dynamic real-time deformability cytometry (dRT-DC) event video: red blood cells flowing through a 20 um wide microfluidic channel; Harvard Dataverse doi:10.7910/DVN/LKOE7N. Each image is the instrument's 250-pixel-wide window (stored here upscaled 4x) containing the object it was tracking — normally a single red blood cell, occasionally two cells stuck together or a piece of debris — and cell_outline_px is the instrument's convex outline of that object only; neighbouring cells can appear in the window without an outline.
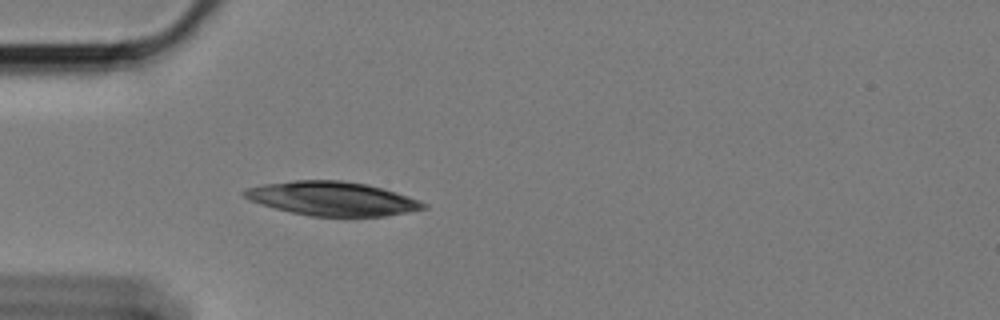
{"species": "Egyptian fruit bat (a non-hibernating species)", "species_latin": "Rousettus aegyptiacus", "temperature_condition": "cold", "stored_images_in_passage": 15, "camera_frame_rate_fps": 3000, "um_per_image_px": 0.085, "animal": {"sex": "female"}, "frame": {"image": 1, "passage_image": 1, "time_ms": 0.0, "image_size_px": [1000, 320], "cell_outline_px": [[428, 208], [384, 216], [312, 216], [292, 212], [260, 204], [248, 200], [240, 192], [248, 188], [264, 184], [292, 180], [340, 180], [368, 184], [396, 192], [428, 204]], "centroid_in_image_um": [28.22, 16.87], "position_along_channel_um": 56.8, "area_um2": 35.26}}
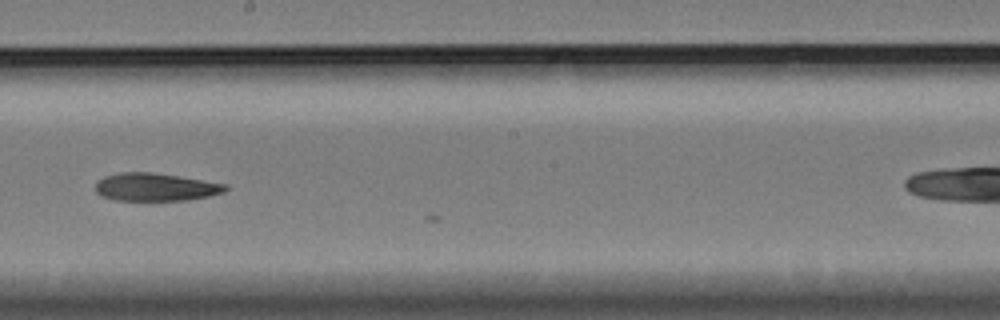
{"frame": {"image": 2, "passage_image": 11, "time_ms": 3.333, "image_size_px": [1000, 320], "cell_outline_px": [[228, 188], [224, 192], [208, 196], [188, 200], [116, 200], [100, 196], [96, 192], [96, 180], [104, 176], [120, 172], [152, 172], [228, 184]], "centroid_in_image_um": [13.19, 15.89], "position_along_channel_um": 235.0, "area_um2": 21.15}}
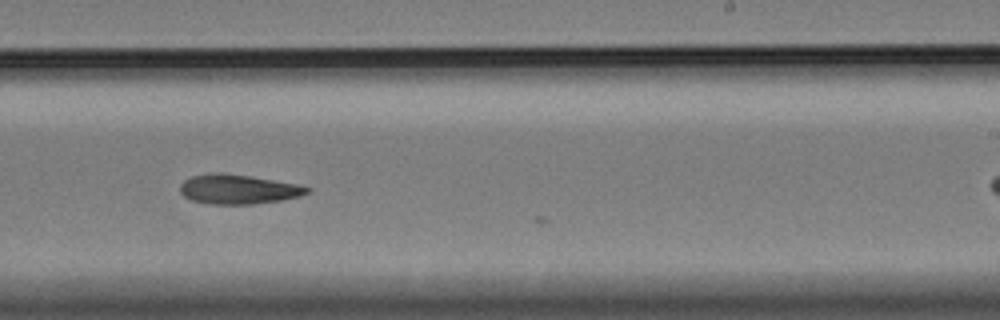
{"frame": {"image": 3, "passage_image": 14, "time_ms": 4.333, "image_size_px": [1000, 320], "cell_outline_px": [[312, 192], [300, 196], [284, 200], [252, 204], [208, 204], [192, 200], [184, 196], [180, 192], [180, 184], [184, 180], [192, 176], [220, 172], [248, 176], [296, 184], [312, 188]], "centroid_in_image_um": [20.27, 16.1], "position_along_channel_um": 268.7, "area_um2": 21.79}}